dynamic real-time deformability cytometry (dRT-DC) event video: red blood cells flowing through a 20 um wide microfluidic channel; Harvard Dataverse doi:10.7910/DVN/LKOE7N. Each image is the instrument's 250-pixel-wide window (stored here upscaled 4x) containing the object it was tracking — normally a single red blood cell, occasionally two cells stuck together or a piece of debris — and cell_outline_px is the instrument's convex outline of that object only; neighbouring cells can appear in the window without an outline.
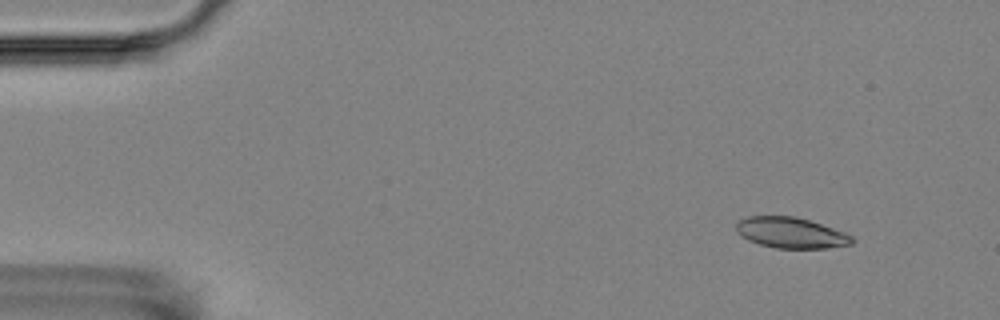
{"species": "Egyptian fruit bat (a non-hibernating species)", "species_latin": "Rousettus aegyptiacus", "temperature_condition": "room temperature", "stored_images_in_passage": 5, "camera_frame_rate_fps": 3000, "um_per_image_px": 0.085, "animal": {"sex": "female"}, "frame": {"image": 1, "passage_image": 2, "time_ms": 1.0, "image_size_px": [1000, 320], "cell_outline_px": [[856, 240], [852, 244], [828, 248], [776, 248], [760, 244], [748, 240], [740, 236], [736, 232], [736, 224], [740, 220], [748, 216], [792, 216], [808, 220], [844, 232], [852, 236]], "centroid_in_image_um": [67.22, 19.79], "position_along_channel_um": 17.8, "area_um2": 20.69}}